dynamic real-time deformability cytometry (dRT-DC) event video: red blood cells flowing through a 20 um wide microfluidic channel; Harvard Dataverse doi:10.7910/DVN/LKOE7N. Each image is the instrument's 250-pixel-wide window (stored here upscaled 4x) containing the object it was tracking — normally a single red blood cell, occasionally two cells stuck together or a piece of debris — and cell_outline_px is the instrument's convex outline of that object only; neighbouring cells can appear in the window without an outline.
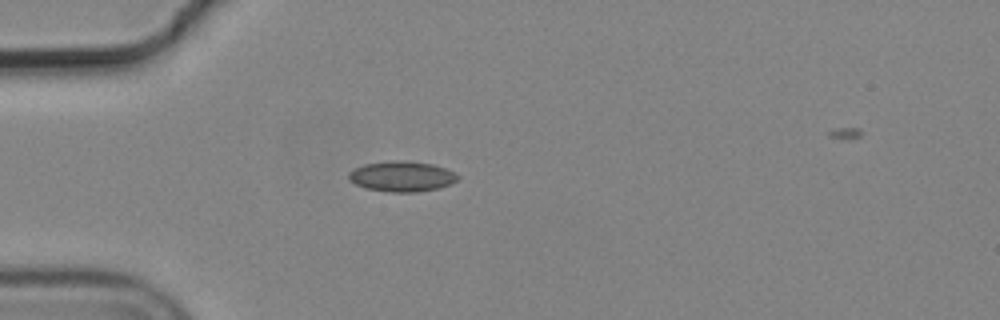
{"species": "common noctule bat (a hibernating species)", "species_latin": "Nyctalus noctula", "temperature_condition": "cold", "stored_images_in_passage": 2, "camera_frame_rate_fps": 3000, "um_per_image_px": 0.085, "animal": {"sex": "male", "body_mass_g": 19.2, "forearm_length_mm": 51.8}, "frame": {"image": 1, "passage_image": 1, "time_ms": 0.0, "image_size_px": [1000, 320], "cell_outline_px": [[460, 176], [452, 184], [440, 188], [416, 192], [388, 192], [368, 188], [356, 184], [348, 180], [348, 172], [364, 164], [392, 160], [400, 160], [432, 164], [444, 168]], "centroid_in_image_um": [34.15, 15.0], "position_along_channel_um": 50.9, "area_um2": 19.25}}